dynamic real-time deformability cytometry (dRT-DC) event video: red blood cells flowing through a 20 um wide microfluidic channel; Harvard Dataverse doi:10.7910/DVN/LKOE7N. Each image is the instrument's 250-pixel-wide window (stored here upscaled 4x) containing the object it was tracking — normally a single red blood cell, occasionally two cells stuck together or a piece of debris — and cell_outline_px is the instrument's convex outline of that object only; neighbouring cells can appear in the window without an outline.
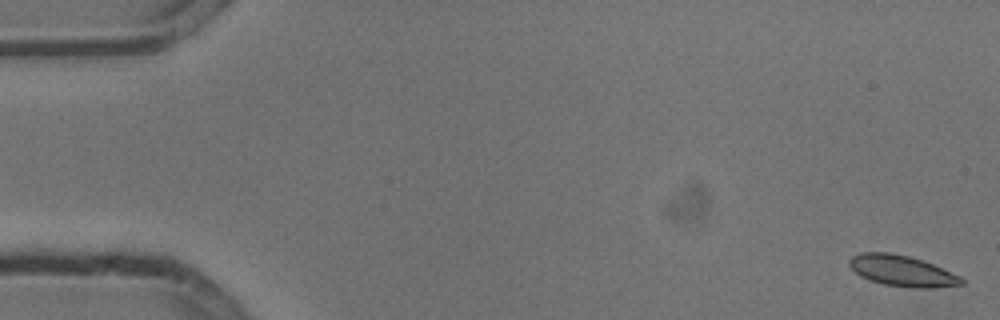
{"species": "common noctule bat (a hibernating species)", "species_latin": "Nyctalus noctula", "temperature_condition": "cold", "stored_images_in_passage": 7, "camera_frame_rate_fps": 3000, "um_per_image_px": 0.085, "animal": {"sex": "male", "body_mass_g": 13.3}, "frame": {"image": 1, "passage_image": 1, "time_ms": 0.0, "image_size_px": [1000, 320], "cell_outline_px": [[964, 284], [932, 288], [912, 288], [884, 284], [868, 280], [860, 276], [848, 264], [848, 260], [852, 256], [860, 252], [888, 252], [908, 256], [932, 264], [960, 276], [964, 280]], "centroid_in_image_um": [76.64, 23.03], "position_along_channel_um": 8.4, "area_um2": 20.11}}
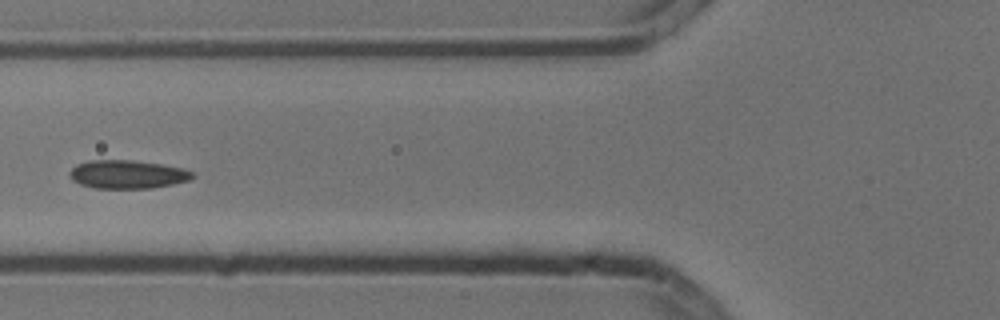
{"frame": {"image": 2, "passage_image": 6, "time_ms": 1.667, "image_size_px": [1000, 320], "cell_outline_px": [[196, 176], [192, 180], [152, 188], [92, 188], [80, 184], [72, 180], [68, 172], [76, 164], [88, 160], [132, 160], [160, 164], [184, 168], [192, 172]], "centroid_in_image_um": [10.83, 14.82], "position_along_channel_um": 115.0, "area_um2": 20.52}}
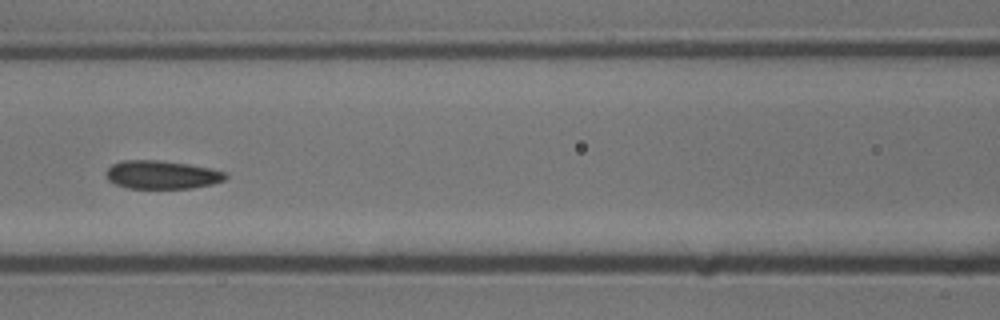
{"frame": {"image": 3, "passage_image": 7, "time_ms": 2.0, "image_size_px": [1000, 320], "cell_outline_px": [[228, 176], [224, 180], [212, 184], [192, 188], [128, 188], [116, 184], [108, 180], [104, 172], [112, 164], [120, 160], [156, 160], [188, 164], [212, 168], [228, 172]], "centroid_in_image_um": [13.77, 14.85], "position_along_channel_um": 152.8, "area_um2": 19.88}}